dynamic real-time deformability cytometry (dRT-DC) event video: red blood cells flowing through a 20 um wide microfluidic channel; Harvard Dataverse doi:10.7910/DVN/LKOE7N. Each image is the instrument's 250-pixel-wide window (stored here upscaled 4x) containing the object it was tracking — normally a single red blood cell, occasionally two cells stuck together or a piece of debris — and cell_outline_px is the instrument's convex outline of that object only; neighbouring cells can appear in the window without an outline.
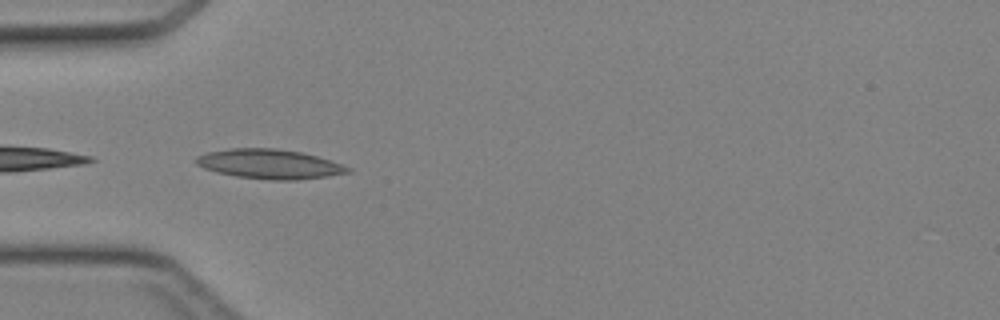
{"species": "Egyptian fruit bat (a non-hibernating species)", "species_latin": "Rousettus aegyptiacus", "temperature_condition": "cold", "stored_images_in_passage": 6, "camera_frame_rate_fps": 3000, "um_per_image_px": 0.085, "animal": {"sex": "female"}, "frame": {"image": 1, "passage_image": 1, "time_ms": 0.0, "image_size_px": [1000, 320], "cell_outline_px": [[352, 172], [328, 176], [296, 180], [272, 180], [236, 176], [216, 172], [204, 168], [196, 164], [196, 156], [208, 152], [232, 148], [276, 148], [300, 152], [316, 156], [344, 164], [352, 168]], "centroid_in_image_um": [22.94, 13.94], "position_along_channel_um": 62.1, "area_um2": 26.13}}